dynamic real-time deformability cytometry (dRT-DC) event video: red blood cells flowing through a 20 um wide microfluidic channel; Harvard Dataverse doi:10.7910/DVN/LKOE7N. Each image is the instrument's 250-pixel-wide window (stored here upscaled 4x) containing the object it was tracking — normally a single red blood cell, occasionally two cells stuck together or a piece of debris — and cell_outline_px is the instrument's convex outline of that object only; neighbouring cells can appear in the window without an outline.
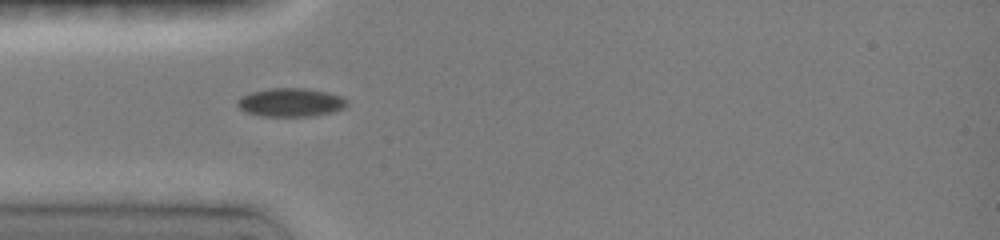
{"species": "common noctule bat (a hibernating species)", "species_latin": "Nyctalus noctula", "temperature_condition": "room temperature", "stored_images_in_passage": 23, "camera_frame_rate_fps": 3000, "um_per_image_px": 0.085, "animal": {"sex": "female", "body_mass_g": 19.0, "forearm_length_mm": 51.5}, "frame": {"image": 1, "passage_image": 1, "time_ms": 0.0, "image_size_px": [1000, 240], "cell_outline_px": [[348, 104], [344, 108], [332, 112], [316, 116], [260, 116], [244, 112], [236, 104], [236, 100], [252, 92], [268, 88], [304, 88], [324, 92], [340, 96], [348, 100]], "centroid_in_image_um": [24.7, 8.72], "position_along_channel_um": 60.3, "area_um2": 18.21}}
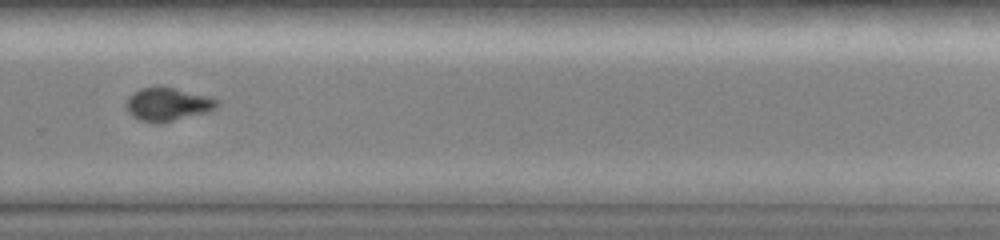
{"frame": {"image": 2, "passage_image": 16, "time_ms": 5.0, "image_size_px": [1000, 240], "cell_outline_px": [[220, 104], [216, 108], [208, 112], [156, 124], [140, 120], [132, 116], [128, 112], [128, 96], [132, 92], [140, 88], [156, 84], [160, 84], [208, 96], [220, 100]], "centroid_in_image_um": [14.26, 8.82], "position_along_channel_um": 315.5, "area_um2": 17.98}}
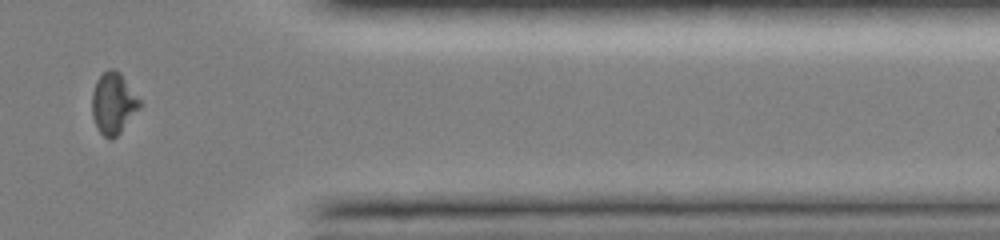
{"frame": {"image": 3, "passage_image": 20, "time_ms": 6.333, "image_size_px": [1000, 240], "cell_outline_px": [[140, 108], [120, 132], [112, 140], [108, 140], [96, 128], [92, 116], [92, 92], [96, 80], [108, 68], [112, 68], [120, 72], [140, 100]], "centroid_in_image_um": [9.61, 8.79], "position_along_channel_um": 401.8, "area_um2": 17.05}}